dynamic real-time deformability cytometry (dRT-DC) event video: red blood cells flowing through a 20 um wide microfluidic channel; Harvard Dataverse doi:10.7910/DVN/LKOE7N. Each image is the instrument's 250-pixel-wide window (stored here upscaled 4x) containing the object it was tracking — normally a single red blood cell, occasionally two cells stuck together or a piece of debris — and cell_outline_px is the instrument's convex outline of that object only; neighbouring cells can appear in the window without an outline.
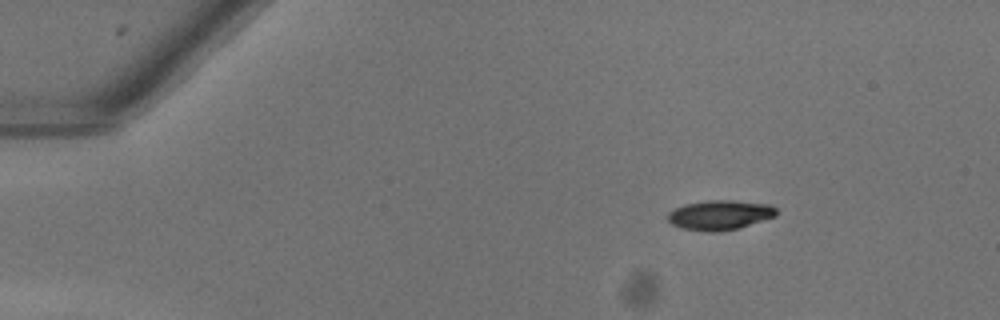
{"species": "common noctule bat (a hibernating species)", "species_latin": "Nyctalus noctula", "temperature_condition": "warm", "stored_images_in_passage": 13, "camera_frame_rate_fps": 3000, "um_per_image_px": 0.085, "animal": {"sex": "female"}, "frame": {"image": 1, "passage_image": 1, "time_ms": 0.0, "image_size_px": [1000, 320], "cell_outline_px": [[776, 216], [740, 228], [720, 232], [708, 232], [680, 228], [672, 224], [668, 220], [668, 212], [684, 204], [708, 200], [732, 200], [772, 204], [776, 208]], "centroid_in_image_um": [61.2, 18.28], "position_along_channel_um": 23.8, "area_um2": 19.02}}
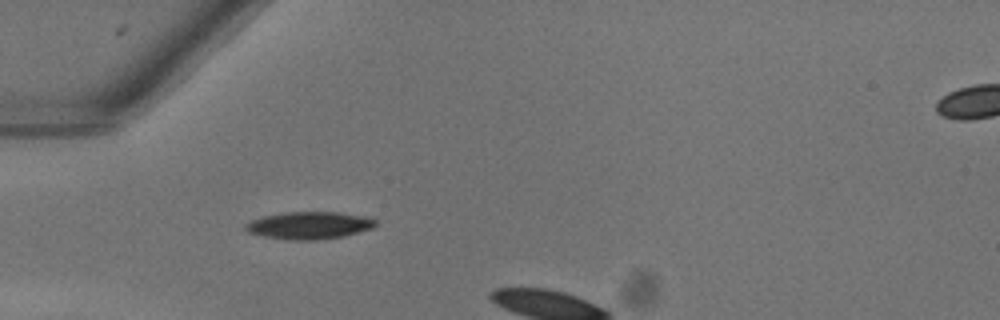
{"frame": {"image": 2, "passage_image": 10, "time_ms": 3.0, "image_size_px": [1000, 320], "cell_outline_px": [[376, 224], [372, 228], [344, 236], [320, 240], [288, 240], [264, 236], [248, 232], [244, 228], [244, 224], [252, 220], [264, 216], [284, 212], [340, 212], [368, 216], [376, 220]], "centroid_in_image_um": [26.3, 19.15], "position_along_channel_um": 58.7, "area_um2": 20.87}}